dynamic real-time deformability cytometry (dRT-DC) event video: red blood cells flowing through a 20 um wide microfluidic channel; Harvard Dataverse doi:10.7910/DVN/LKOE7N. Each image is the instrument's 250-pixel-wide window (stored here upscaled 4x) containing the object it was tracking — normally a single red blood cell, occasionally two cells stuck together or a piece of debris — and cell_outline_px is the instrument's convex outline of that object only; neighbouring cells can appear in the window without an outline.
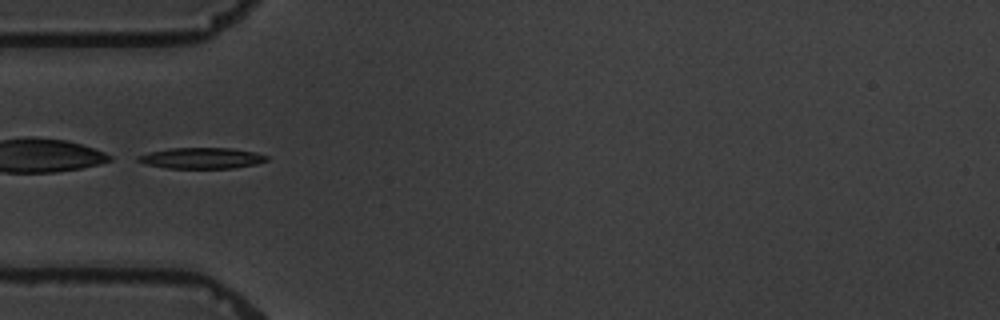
{"species": "common noctule bat (a hibernating species)", "species_latin": "Nyctalus noctula", "temperature_condition": "warm", "stored_images_in_passage": 10, "camera_frame_rate_fps": 3000, "um_per_image_px": 0.085, "animal": {"sex": "male", "body_mass_g": 19.5, "forearm_length_mm": 54.6}, "frame": {"image": 1, "passage_image": 6, "time_ms": 5.667, "image_size_px": [1000, 320], "cell_outline_px": [[268, 160], [256, 164], [232, 168], [168, 168], [144, 164], [136, 160], [136, 156], [148, 152], [172, 148], [232, 148], [256, 152], [268, 156]], "centroid_in_image_um": [17.12, 13.44], "position_along_channel_um": 67.9, "area_um2": 15.78}}
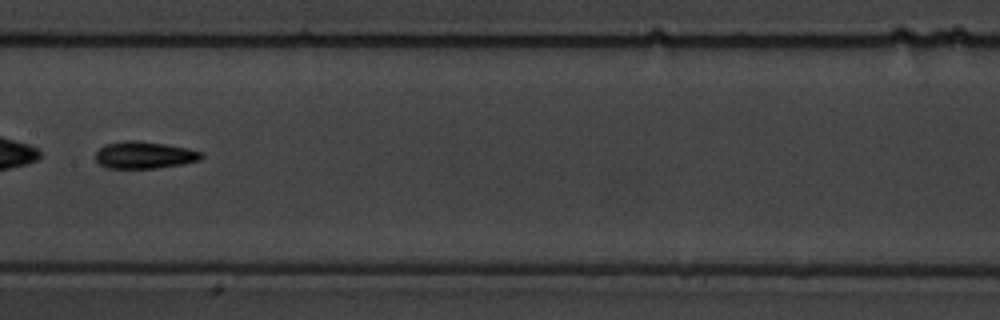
{"frame": {"image": 2, "passage_image": 9, "time_ms": 9.333, "image_size_px": [1000, 320], "cell_outline_px": [[204, 156], [200, 160], [184, 164], [156, 168], [104, 168], [96, 160], [96, 152], [104, 144], [124, 140], [136, 140], [164, 144], [188, 148], [200, 152]], "centroid_in_image_um": [12.25, 13.18], "position_along_channel_um": 195.1, "area_um2": 16.76}}
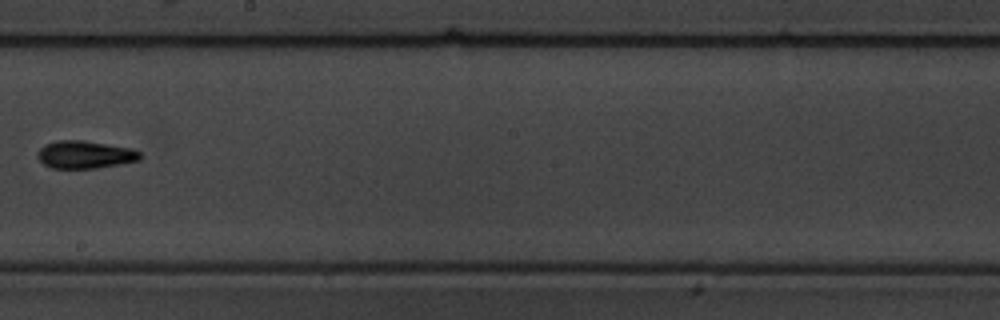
{"frame": {"image": 3, "passage_image": 10, "time_ms": 10.667, "image_size_px": [1000, 320], "cell_outline_px": [[140, 160], [120, 164], [96, 168], [52, 168], [44, 164], [36, 156], [40, 148], [44, 144], [56, 140], [84, 140], [132, 148], [140, 152]], "centroid_in_image_um": [7.21, 13.13], "position_along_channel_um": 241.0, "area_um2": 16.59}}